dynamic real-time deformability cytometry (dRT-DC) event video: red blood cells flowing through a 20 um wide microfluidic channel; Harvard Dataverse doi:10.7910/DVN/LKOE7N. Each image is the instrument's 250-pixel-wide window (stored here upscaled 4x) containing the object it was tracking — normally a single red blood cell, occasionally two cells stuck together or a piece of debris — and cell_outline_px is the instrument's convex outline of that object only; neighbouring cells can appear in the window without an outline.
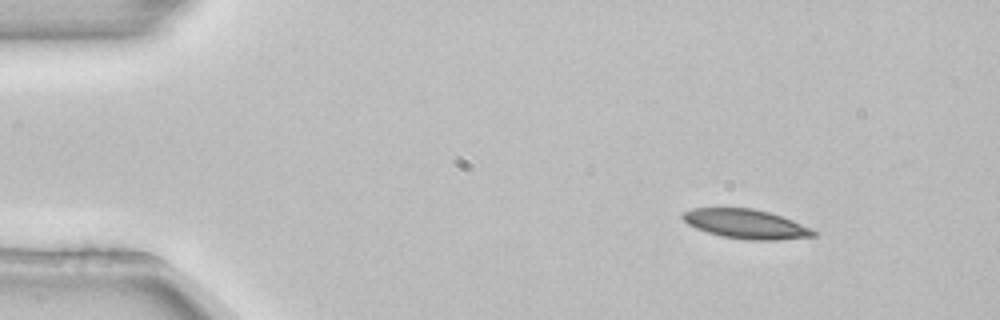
{"species": "common noctule bat (a hibernating species)", "species_latin": "Nyctalus noctula", "temperature_condition": "room temperature", "stored_images_in_passage": 3, "camera_frame_rate_fps": 3000, "um_per_image_px": 0.085, "animal": {"sex": "female", "body_mass_g": 22.7, "forearm_length_mm": 54.2}, "frame": {"image": 1, "passage_image": 1, "time_ms": 0.0, "image_size_px": [1000, 320], "cell_outline_px": [[820, 232], [816, 236], [776, 240], [748, 240], [724, 236], [708, 232], [696, 228], [688, 224], [680, 216], [684, 212], [692, 208], [752, 208], [768, 212], [792, 220], [812, 228]], "centroid_in_image_um": [63.44, 19.04], "position_along_channel_um": 21.6, "area_um2": 22.25}}